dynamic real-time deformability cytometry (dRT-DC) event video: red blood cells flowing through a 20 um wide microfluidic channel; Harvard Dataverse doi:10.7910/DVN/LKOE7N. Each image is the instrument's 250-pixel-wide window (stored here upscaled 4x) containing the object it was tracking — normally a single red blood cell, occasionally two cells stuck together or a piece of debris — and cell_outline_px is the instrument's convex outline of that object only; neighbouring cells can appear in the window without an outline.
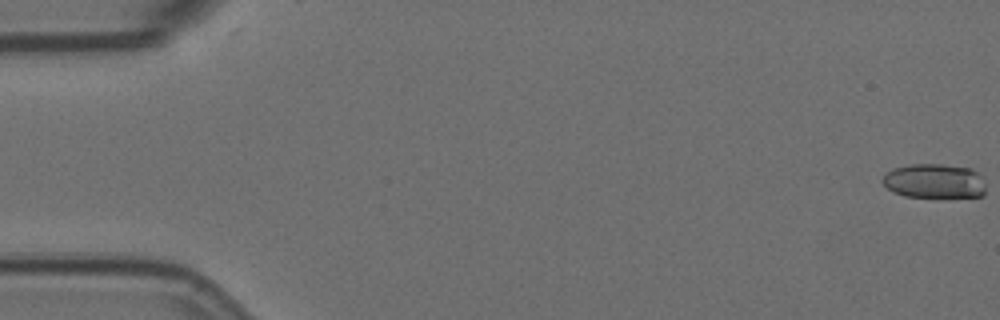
{"species": "Egyptian fruit bat (a non-hibernating species)", "species_latin": "Rousettus aegyptiacus", "temperature_condition": "room temperature", "stored_images_in_passage": 26, "camera_frame_rate_fps": 3000, "um_per_image_px": 0.085, "animal": {"sex": "female"}, "frame": {"image": 1, "passage_image": 1, "time_ms": 0.0, "image_size_px": [1000, 320], "cell_outline_px": [[984, 196], [940, 200], [904, 196], [892, 192], [880, 180], [892, 168], [912, 164], [940, 164], [972, 168], [976, 172], [984, 188]], "centroid_in_image_um": [79.4, 15.45], "position_along_channel_um": 5.6, "area_um2": 21.44}}
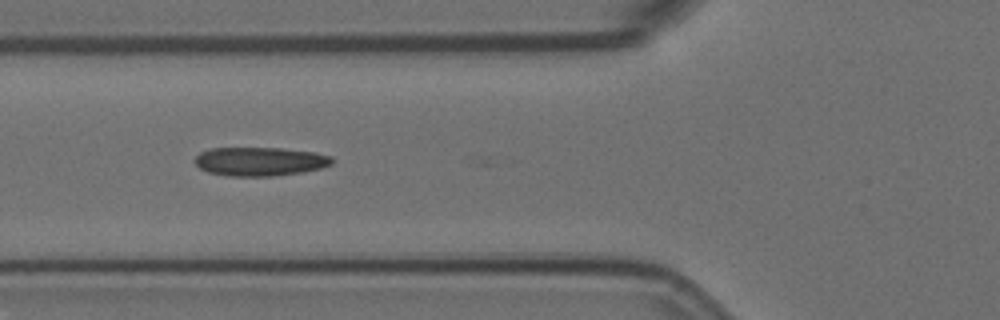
{"frame": {"image": 2, "passage_image": 22, "time_ms": 7.0, "image_size_px": [1000, 320], "cell_outline_px": [[332, 164], [320, 168], [304, 172], [272, 176], [228, 176], [208, 172], [200, 168], [192, 160], [200, 152], [212, 148], [280, 148], [316, 152], [332, 156]], "centroid_in_image_um": [22.09, 13.72], "position_along_channel_um": 103.7, "area_um2": 23.12}}
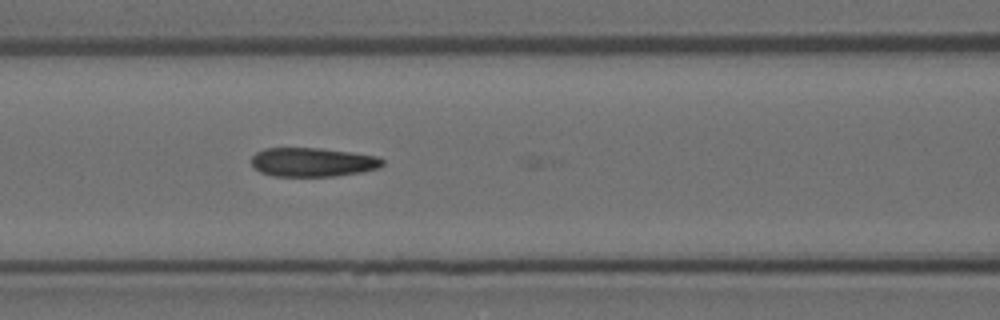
{"frame": {"image": 3, "passage_image": 25, "time_ms": 8.0, "image_size_px": [1000, 320], "cell_outline_px": [[384, 164], [380, 168], [364, 172], [336, 176], [272, 176], [260, 172], [252, 168], [252, 156], [256, 152], [264, 148], [320, 148], [352, 152], [380, 156], [384, 160]], "centroid_in_image_um": [26.61, 13.78], "position_along_channel_um": 140.0, "area_um2": 22.54}}